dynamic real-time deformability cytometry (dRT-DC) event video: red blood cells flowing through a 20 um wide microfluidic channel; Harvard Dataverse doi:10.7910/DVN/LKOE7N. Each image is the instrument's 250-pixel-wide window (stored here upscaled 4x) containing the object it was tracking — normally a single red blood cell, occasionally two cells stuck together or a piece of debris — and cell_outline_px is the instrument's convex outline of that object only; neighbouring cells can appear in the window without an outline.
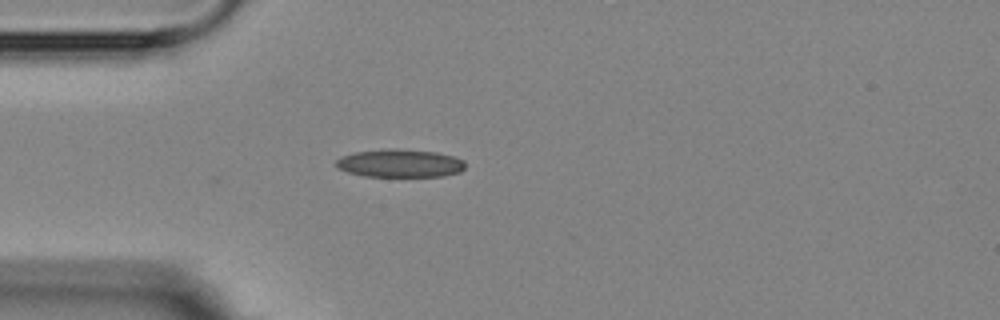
{"species": "Egyptian fruit bat (a non-hibernating species)", "species_latin": "Rousettus aegyptiacus", "temperature_condition": "room temperature", "stored_images_in_passage": 2, "camera_frame_rate_fps": 3000, "um_per_image_px": 0.085, "animal": {"sex": "female"}, "frame": {"image": 1, "passage_image": 2, "time_ms": 1.333, "image_size_px": [1000, 320], "cell_outline_px": [[464, 168], [460, 172], [444, 176], [364, 176], [348, 172], [336, 168], [336, 160], [340, 156], [356, 152], [388, 148], [436, 152], [452, 156], [464, 160]], "centroid_in_image_um": [33.97, 13.88], "position_along_channel_um": 51.0, "area_um2": 21.04}}